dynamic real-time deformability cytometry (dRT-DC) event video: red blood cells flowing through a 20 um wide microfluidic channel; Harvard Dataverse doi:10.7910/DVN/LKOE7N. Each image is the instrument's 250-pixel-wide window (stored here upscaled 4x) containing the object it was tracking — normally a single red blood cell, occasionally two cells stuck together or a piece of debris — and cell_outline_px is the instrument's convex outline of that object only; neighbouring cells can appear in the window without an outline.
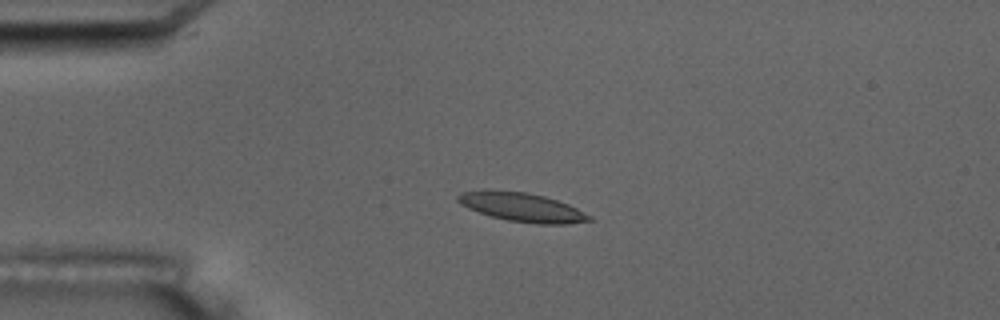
{"species": "common noctule bat (a hibernating species)", "species_latin": "Nyctalus noctula", "temperature_condition": "room temperature", "stored_images_in_passage": 6, "camera_frame_rate_fps": 3000, "um_per_image_px": 0.085, "animal": {"sex": "male", "body_mass_g": 17.5, "forearm_length_mm": 52.3}, "frame": {"image": 1, "passage_image": 4, "time_ms": 3.333, "image_size_px": [1000, 320], "cell_outline_px": [[596, 220], [568, 224], [536, 224], [508, 220], [492, 216], [468, 208], [460, 204], [456, 200], [456, 196], [460, 192], [484, 188], [488, 188], [524, 192], [544, 196], [568, 204], [592, 216]], "centroid_in_image_um": [44.34, 17.59], "position_along_channel_um": 40.7, "area_um2": 22.48}}